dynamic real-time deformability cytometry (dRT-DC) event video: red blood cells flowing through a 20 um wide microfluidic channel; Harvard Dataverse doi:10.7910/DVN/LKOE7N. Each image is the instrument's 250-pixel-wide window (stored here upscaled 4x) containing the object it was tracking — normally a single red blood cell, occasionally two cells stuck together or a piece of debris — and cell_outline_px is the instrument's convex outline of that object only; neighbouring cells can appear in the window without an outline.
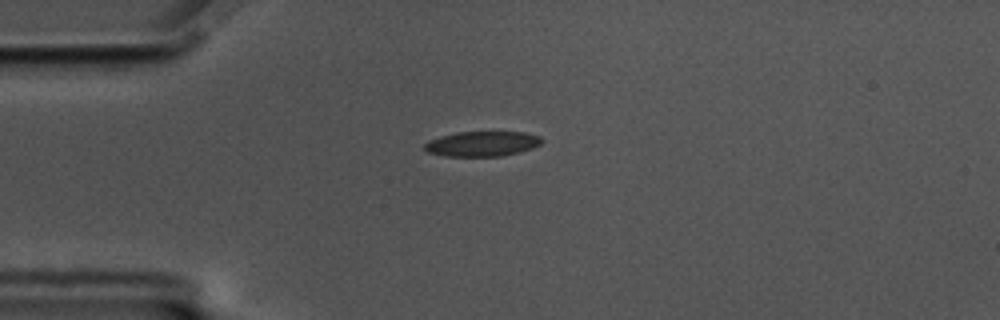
{"species": "common noctule bat (a hibernating species)", "species_latin": "Nyctalus noctula", "temperature_condition": "cold", "stored_images_in_passage": 44, "camera_frame_rate_fps": 3000, "um_per_image_px": 0.085, "animal": {"sex": "male", "body_mass_g": 17.5, "forearm_length_mm": 52.3}, "frame": {"image": 1, "passage_image": 1, "time_ms": 0.0, "image_size_px": [1000, 320], "cell_outline_px": [[544, 140], [540, 144], [532, 148], [500, 156], [444, 156], [428, 152], [424, 148], [424, 144], [428, 140], [440, 136], [456, 132], [524, 132], [540, 136]], "centroid_in_image_um": [40.96, 12.21], "position_along_channel_um": 44.0, "area_um2": 17.05}}
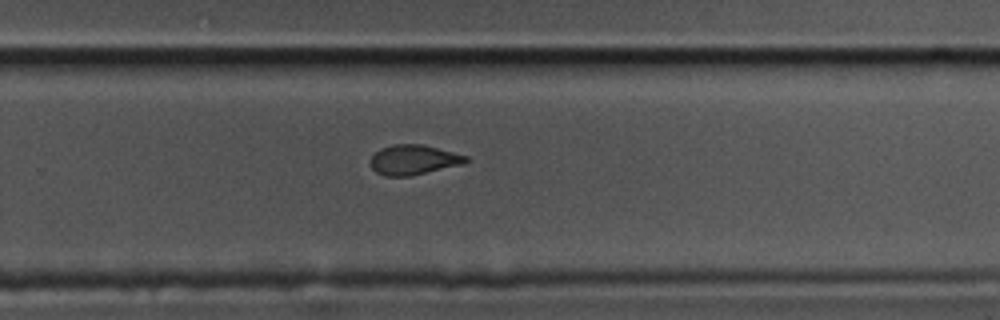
{"frame": {"image": 2, "passage_image": 24, "time_ms": 7.667, "image_size_px": [1000, 320], "cell_outline_px": [[468, 160], [464, 164], [408, 176], [384, 176], [376, 172], [372, 168], [372, 156], [380, 148], [392, 144], [420, 144], [468, 156]], "centroid_in_image_um": [35.14, 13.58], "position_along_channel_um": 294.7, "area_um2": 16.36}}
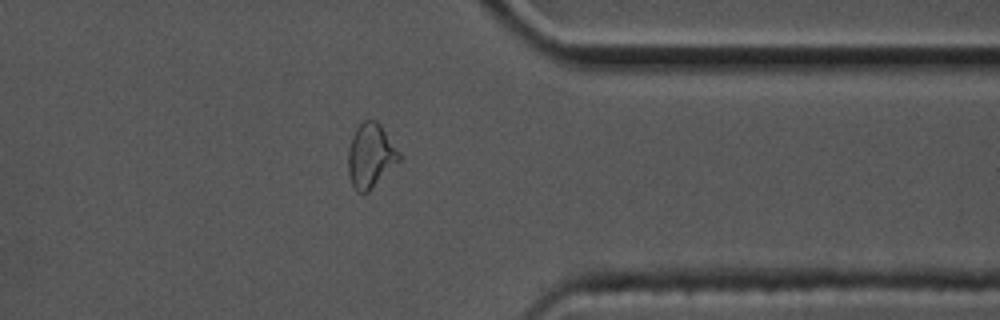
{"frame": {"image": 3, "passage_image": 32, "time_ms": 10.333, "image_size_px": [1000, 320], "cell_outline_px": [[400, 160], [368, 192], [356, 192], [352, 184], [348, 172], [348, 152], [352, 136], [356, 128], [364, 120], [376, 120], [380, 124], [400, 152]], "centroid_in_image_um": [31.49, 13.23], "position_along_channel_um": 379.9, "area_um2": 18.9}, "authors_computed_cell_mechanics": {"area_um2": 17.7735, "velocity_mm_per_s": 3.5045, "shape_relaxation_time_tau1_ms": 9.4318, "shape_relaxation_time_tau2_ms": 2.8529, "deformation_change_tau1": 0.2109, "deformation_change_tau2": 0.0944}}